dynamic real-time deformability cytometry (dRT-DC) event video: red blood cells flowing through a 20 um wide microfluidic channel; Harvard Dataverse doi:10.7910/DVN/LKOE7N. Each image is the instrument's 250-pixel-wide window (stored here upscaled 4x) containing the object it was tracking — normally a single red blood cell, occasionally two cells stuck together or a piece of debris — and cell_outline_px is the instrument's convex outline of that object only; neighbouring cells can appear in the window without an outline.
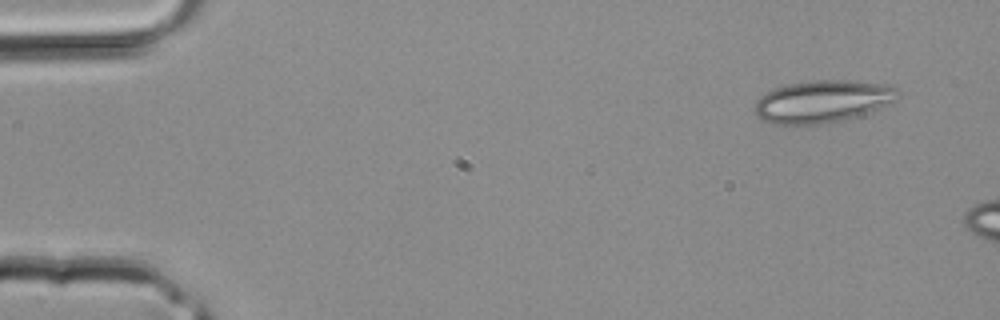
{"species": "common noctule bat (a hibernating species)", "species_latin": "Nyctalus noctula", "temperature_condition": "room temperature", "stored_images_in_passage": 3, "camera_frame_rate_fps": 3000, "um_per_image_px": 0.085, "animal": {"sex": "male", "body_mass_g": 20.4}, "frame": {"image": 1, "passage_image": 1, "time_ms": 0.0, "image_size_px": [1000, 320], "cell_outline_px": [[900, 92], [896, 100], [888, 104], [848, 120], [816, 124], [772, 124], [760, 120], [752, 108], [756, 100], [760, 96], [776, 88], [788, 84], [812, 80], [848, 80], [888, 84], [896, 88]], "centroid_in_image_um": [69.9, 8.62], "position_along_channel_um": 15.1, "area_um2": 35.6}}